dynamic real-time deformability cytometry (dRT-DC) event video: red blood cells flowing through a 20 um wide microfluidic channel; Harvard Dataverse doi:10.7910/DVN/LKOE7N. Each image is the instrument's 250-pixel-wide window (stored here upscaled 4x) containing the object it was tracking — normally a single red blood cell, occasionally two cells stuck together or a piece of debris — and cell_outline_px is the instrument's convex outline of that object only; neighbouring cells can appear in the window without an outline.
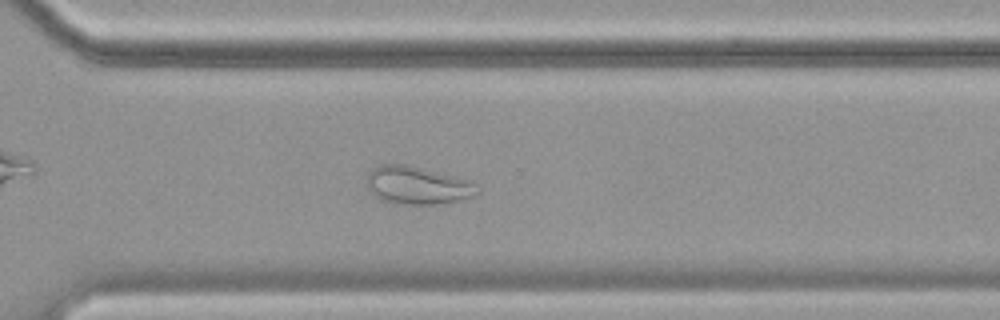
{"species": "common noctule bat (a hibernating species)", "species_latin": "Nyctalus noctula", "temperature_condition": "cold", "stored_images_in_passage": 57, "camera_frame_rate_fps": 3000, "um_per_image_px": 0.085, "animal": {"sex": "female", "body_mass_g": 19.9}, "frame": {"image": 1, "passage_image": 41, "time_ms": 13.333, "image_size_px": [1000, 320], "cell_outline_px": [[480, 192], [464, 200], [444, 204], [396, 204], [380, 200], [368, 188], [368, 172], [372, 168], [380, 164], [404, 164], [472, 180], [476, 184]], "centroid_in_image_um": [35.52, 15.77], "position_along_channel_um": 335.1, "area_um2": 24.62}}